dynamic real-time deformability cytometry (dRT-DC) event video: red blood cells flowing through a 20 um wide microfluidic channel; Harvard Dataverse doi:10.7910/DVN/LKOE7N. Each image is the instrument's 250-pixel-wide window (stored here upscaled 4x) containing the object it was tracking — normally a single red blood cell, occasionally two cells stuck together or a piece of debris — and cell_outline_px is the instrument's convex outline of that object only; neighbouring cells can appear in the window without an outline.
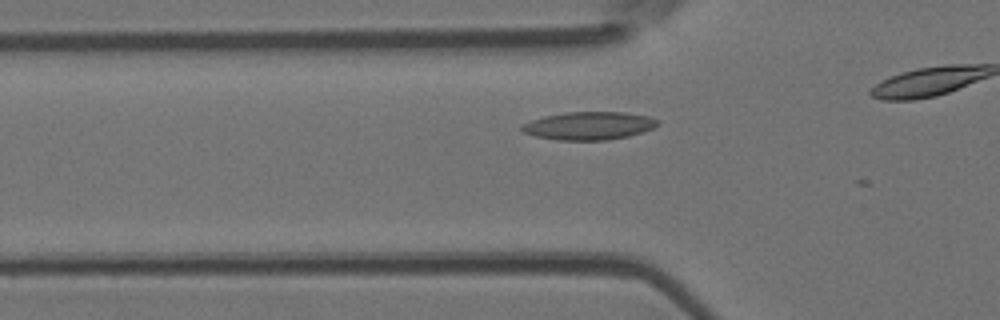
{"species": "Egyptian fruit bat (a non-hibernating species)", "species_latin": "Rousettus aegyptiacus", "temperature_condition": "room temperature", "stored_images_in_passage": 9, "camera_frame_rate_fps": 3000, "um_per_image_px": 0.085, "animal": {"sex": "female"}, "frame": {"image": 1, "passage_image": 7, "time_ms": 2.0, "image_size_px": [1000, 320], "cell_outline_px": [[660, 124], [652, 128], [628, 136], [608, 140], [556, 140], [536, 136], [520, 132], [520, 124], [544, 116], [568, 112], [624, 112], [648, 116], [660, 120]], "centroid_in_image_um": [50.03, 10.69], "position_along_channel_um": 75.8, "area_um2": 22.25}}